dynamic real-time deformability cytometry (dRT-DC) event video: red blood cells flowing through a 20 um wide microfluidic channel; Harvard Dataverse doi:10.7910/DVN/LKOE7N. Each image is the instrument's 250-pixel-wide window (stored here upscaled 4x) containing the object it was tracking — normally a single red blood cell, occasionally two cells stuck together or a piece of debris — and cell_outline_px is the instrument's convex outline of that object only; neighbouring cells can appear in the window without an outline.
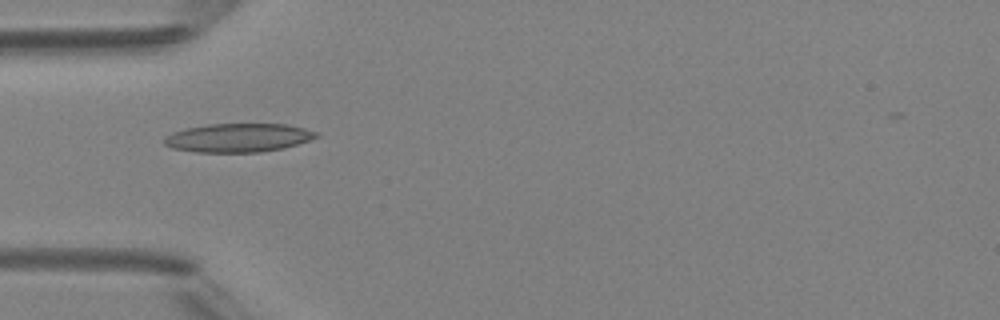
{"species": "Egyptian fruit bat (a non-hibernating species)", "species_latin": "Rousettus aegyptiacus", "temperature_condition": "room temperature", "stored_images_in_passage": 1, "camera_frame_rate_fps": 3000, "um_per_image_px": 0.085, "animal": {"sex": "female"}, "frame": {"image": 1, "passage_image": 1, "time_ms": 0.0, "image_size_px": [1000, 320], "cell_outline_px": [[320, 136], [284, 148], [260, 152], [196, 152], [172, 148], [164, 144], [164, 136], [172, 132], [184, 128], [208, 124], [288, 124], [320, 132]], "centroid_in_image_um": [20.24, 11.7], "position_along_channel_um": 64.8, "area_um2": 25.55}}